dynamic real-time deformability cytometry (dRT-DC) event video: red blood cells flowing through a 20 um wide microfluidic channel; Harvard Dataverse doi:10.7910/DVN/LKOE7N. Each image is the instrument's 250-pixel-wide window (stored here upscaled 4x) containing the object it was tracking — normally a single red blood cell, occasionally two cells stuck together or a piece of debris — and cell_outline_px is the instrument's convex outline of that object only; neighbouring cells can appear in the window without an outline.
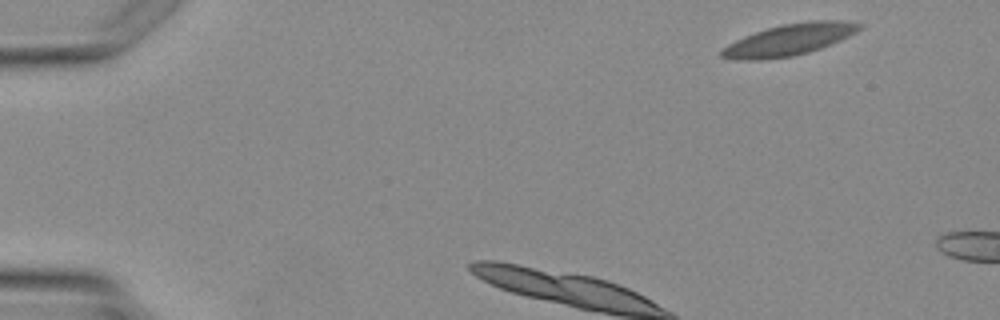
{"species": "Egyptian fruit bat (a non-hibernating species)", "species_latin": "Rousettus aegyptiacus", "temperature_condition": "warm", "stored_images_in_passage": 2, "segment_of_instrument_passage": [2, 2], "camera_frame_rate_fps": 3000, "um_per_image_px": 0.085, "animal": {"sex": "female"}, "frame": {"image": 1, "passage_image": 2, "time_ms": 2.0, "image_size_px": [1000, 320], "cell_outline_px": [[864, 24], [856, 32], [840, 40], [820, 48], [808, 52], [792, 56], [760, 60], [736, 60], [720, 56], [720, 48], [736, 40], [756, 32], [768, 28], [784, 24], [808, 20], [844, 20]], "centroid_in_image_um": [67.08, 3.37], "position_along_channel_um": 17.9, "area_um2": 25.14}}